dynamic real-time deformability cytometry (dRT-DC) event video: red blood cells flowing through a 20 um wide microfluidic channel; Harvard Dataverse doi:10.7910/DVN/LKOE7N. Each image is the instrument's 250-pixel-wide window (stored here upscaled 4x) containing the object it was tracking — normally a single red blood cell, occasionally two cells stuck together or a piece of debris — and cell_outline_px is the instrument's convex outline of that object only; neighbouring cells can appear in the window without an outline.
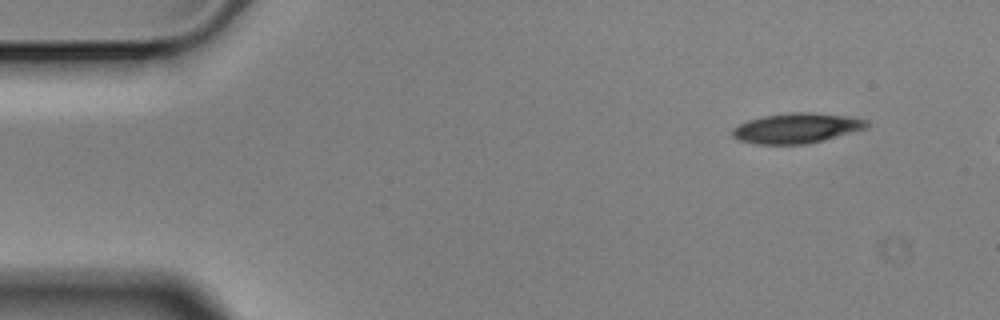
{"species": "Egyptian fruit bat (a non-hibernating species)", "species_latin": "Rousettus aegyptiacus", "temperature_condition": "cold", "stored_images_in_passage": 4, "camera_frame_rate_fps": 3000, "um_per_image_px": 0.085, "animal": {"sex": "male"}, "frame": {"image": 1, "passage_image": 1, "time_ms": 0.0, "image_size_px": [1000, 320], "cell_outline_px": [[868, 128], [824, 140], [808, 144], [756, 144], [740, 140], [732, 136], [732, 128], [748, 120], [764, 116], [792, 112], [812, 112], [852, 116], [868, 120]], "centroid_in_image_um": [67.76, 10.89], "position_along_channel_um": 17.2, "area_um2": 23.7}}